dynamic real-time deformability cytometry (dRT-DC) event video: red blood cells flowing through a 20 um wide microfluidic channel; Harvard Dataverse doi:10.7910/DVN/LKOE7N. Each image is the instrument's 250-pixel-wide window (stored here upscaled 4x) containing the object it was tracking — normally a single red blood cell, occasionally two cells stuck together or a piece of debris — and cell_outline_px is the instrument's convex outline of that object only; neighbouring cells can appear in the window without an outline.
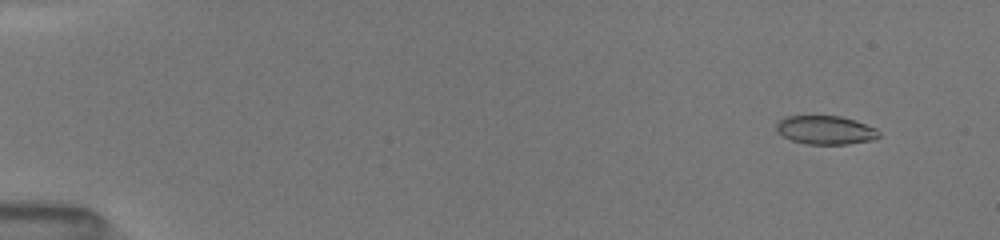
{"species": "common noctule bat (a hibernating species)", "species_latin": "Nyctalus noctula", "temperature_condition": "room temperature", "stored_images_in_passage": 10, "camera_frame_rate_fps": 3000, "um_per_image_px": 0.085, "animal": {"sex": "female", "body_mass_g": 19.5, "forearm_length_mm": 54.1}, "frame": {"image": 1, "passage_image": 3, "time_ms": 1.333, "image_size_px": [1000, 240], "cell_outline_px": [[880, 136], [876, 140], [848, 144], [804, 144], [792, 140], [784, 136], [776, 128], [776, 124], [780, 120], [788, 116], [840, 116], [856, 120], [876, 128], [880, 132]], "centroid_in_image_um": [70.24, 11.06], "position_along_channel_um": 14.8, "area_um2": 17.17}}
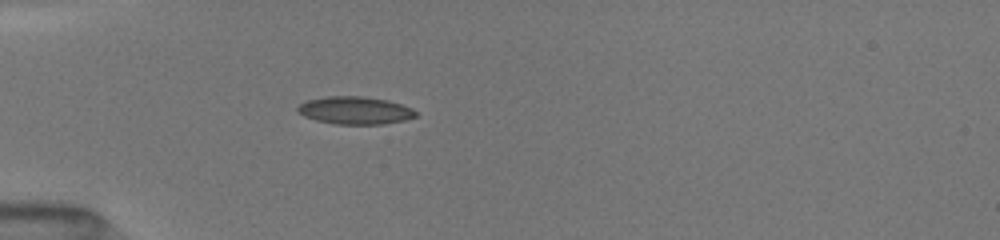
{"frame": {"image": 2, "passage_image": 8, "time_ms": 5.333, "image_size_px": [1000, 240], "cell_outline_px": [[416, 116], [404, 120], [384, 124], [336, 124], [316, 120], [304, 116], [296, 112], [296, 108], [300, 104], [308, 100], [328, 96], [364, 96], [388, 100], [412, 108], [416, 112]], "centroid_in_image_um": [30.16, 9.38], "position_along_channel_um": 54.8, "area_um2": 19.02}}
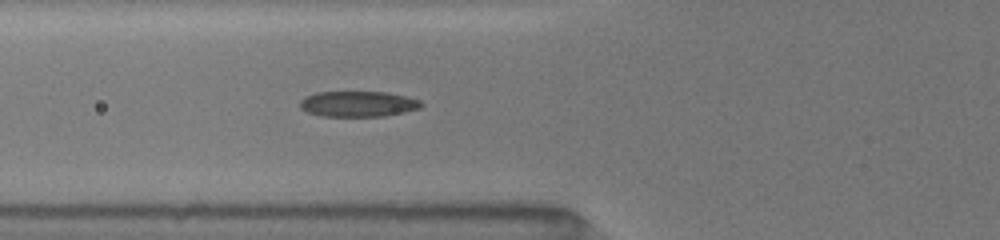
{"frame": {"image": 3, "passage_image": 10, "time_ms": 6.667, "image_size_px": [1000, 240], "cell_outline_px": [[424, 104], [420, 108], [404, 112], [384, 116], [320, 116], [308, 112], [300, 108], [300, 100], [304, 96], [316, 92], [388, 92], [420, 100]], "centroid_in_image_um": [30.42, 8.83], "position_along_channel_um": 95.4, "area_um2": 18.15}}